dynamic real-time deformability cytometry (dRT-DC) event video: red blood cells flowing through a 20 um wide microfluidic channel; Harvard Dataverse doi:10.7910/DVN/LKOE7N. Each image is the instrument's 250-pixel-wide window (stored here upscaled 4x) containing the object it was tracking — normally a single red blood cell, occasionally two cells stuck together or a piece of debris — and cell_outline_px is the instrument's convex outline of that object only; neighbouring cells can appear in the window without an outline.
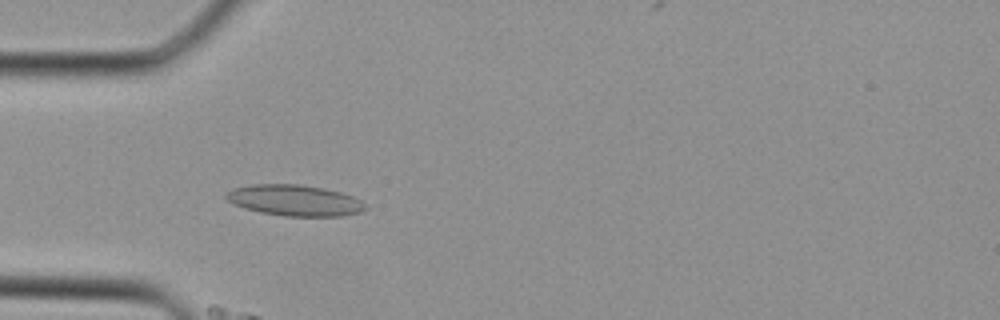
{"species": "Egyptian fruit bat (a non-hibernating species)", "species_latin": "Rousettus aegyptiacus", "temperature_condition": "cold", "stored_images_in_passage": 37, "camera_frame_rate_fps": 3000, "um_per_image_px": 0.085, "animal": {"sex": "female"}, "frame": {"image": 1, "passage_image": 5, "time_ms": 1.333, "image_size_px": [1000, 320], "cell_outline_px": [[368, 208], [360, 212], [340, 216], [284, 216], [260, 212], [244, 208], [232, 204], [224, 196], [224, 192], [232, 188], [252, 184], [300, 184], [324, 188], [340, 192], [352, 196], [360, 200]], "centroid_in_image_um": [24.99, 17.02], "position_along_channel_um": 60.0, "area_um2": 25.32}}